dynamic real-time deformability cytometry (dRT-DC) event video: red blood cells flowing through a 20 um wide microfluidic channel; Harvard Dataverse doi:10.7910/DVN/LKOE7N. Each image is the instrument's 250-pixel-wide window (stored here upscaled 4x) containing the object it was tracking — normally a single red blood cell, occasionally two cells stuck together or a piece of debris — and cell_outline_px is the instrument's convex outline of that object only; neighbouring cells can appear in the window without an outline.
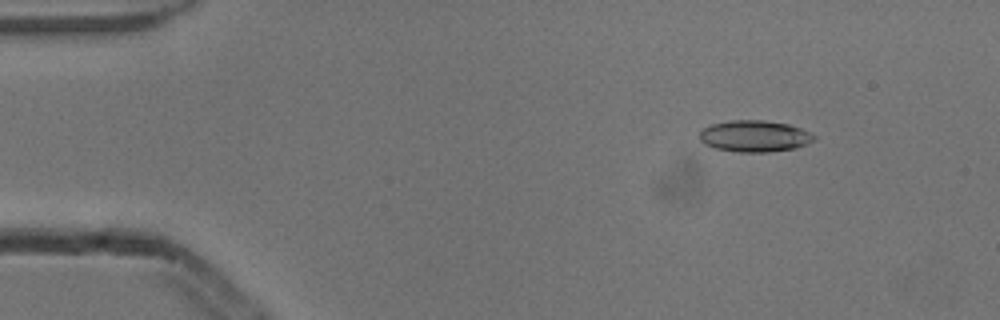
{"species": "common noctule bat (a hibernating species)", "species_latin": "Nyctalus noctula", "temperature_condition": "cold", "stored_images_in_passage": 7, "camera_frame_rate_fps": 3000, "um_per_image_px": 0.085, "animal": {"sex": "male", "body_mass_g": 13.3}, "frame": {"image": 1, "passage_image": 1, "time_ms": 0.0, "image_size_px": [1000, 320], "cell_outline_px": [[816, 136], [808, 144], [796, 148], [768, 152], [740, 152], [716, 148], [704, 144], [700, 140], [700, 132], [704, 128], [712, 124], [728, 120], [764, 120], [788, 124], [800, 128]], "centroid_in_image_um": [64.13, 11.57], "position_along_channel_um": 20.9, "area_um2": 20.92}}
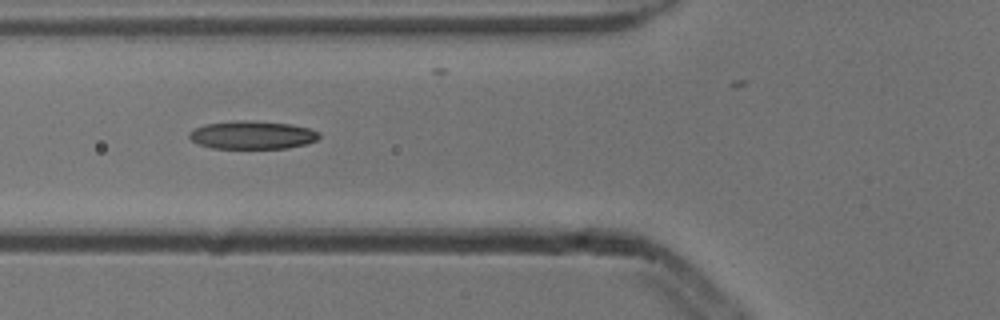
{"frame": {"image": 2, "passage_image": 4, "time_ms": 1.0, "image_size_px": [1000, 320], "cell_outline_px": [[320, 136], [316, 140], [304, 144], [288, 148], [212, 148], [200, 144], [192, 140], [188, 136], [188, 132], [204, 124], [240, 120], [248, 120], [292, 124], [308, 128], [320, 132]], "centroid_in_image_um": [21.45, 11.47], "position_along_channel_um": 104.4, "area_um2": 21.21}}
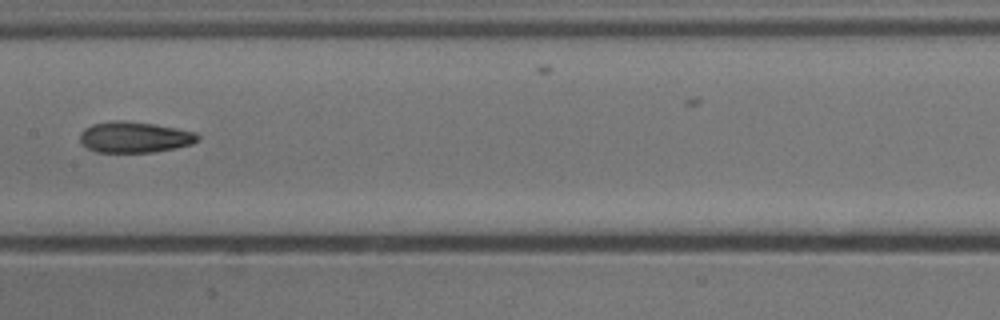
{"frame": {"image": 3, "passage_image": 6, "time_ms": 1.667, "image_size_px": [1000, 320], "cell_outline_px": [[200, 136], [192, 144], [176, 148], [152, 152], [96, 152], [88, 148], [80, 140], [80, 132], [84, 128], [92, 124], [112, 120], [124, 120], [156, 124], [196, 132]], "centroid_in_image_um": [11.43, 11.65], "position_along_channel_um": 196.0, "area_um2": 21.33}}